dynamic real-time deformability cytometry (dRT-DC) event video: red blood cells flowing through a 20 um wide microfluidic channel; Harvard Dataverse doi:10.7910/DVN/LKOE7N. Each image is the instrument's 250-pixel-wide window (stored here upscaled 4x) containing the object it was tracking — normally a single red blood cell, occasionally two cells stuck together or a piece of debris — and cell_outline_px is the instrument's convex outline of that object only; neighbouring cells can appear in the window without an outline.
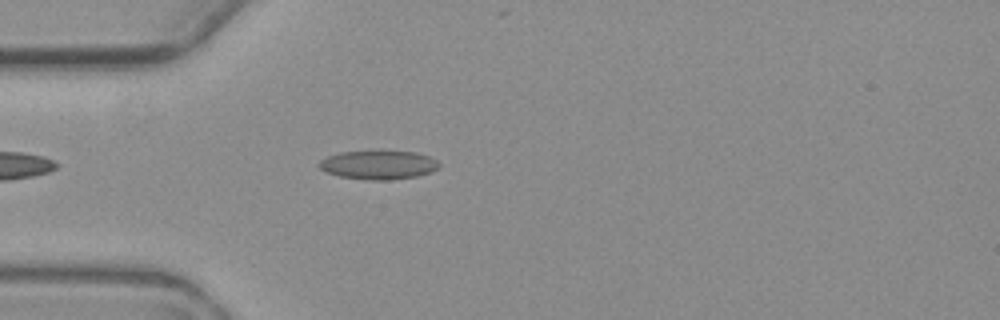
{"species": "common noctule bat (a hibernating species)", "species_latin": "Nyctalus noctula", "temperature_condition": "warm", "stored_images_in_passage": 1, "camera_frame_rate_fps": 3000, "um_per_image_px": 0.085, "animal": {"sex": "female", "body_mass_g": 19.3, "forearm_length_mm": 54.1}, "frame": {"image": 1, "passage_image": 1, "time_ms": 0.0, "image_size_px": [1000, 320], "cell_outline_px": [[440, 168], [432, 172], [416, 176], [388, 180], [372, 180], [340, 176], [324, 172], [320, 168], [320, 160], [328, 156], [340, 152], [416, 152], [428, 156], [436, 160], [440, 164]], "centroid_in_image_um": [32.19, 14.03], "position_along_channel_um": 52.8, "area_um2": 19.83}}